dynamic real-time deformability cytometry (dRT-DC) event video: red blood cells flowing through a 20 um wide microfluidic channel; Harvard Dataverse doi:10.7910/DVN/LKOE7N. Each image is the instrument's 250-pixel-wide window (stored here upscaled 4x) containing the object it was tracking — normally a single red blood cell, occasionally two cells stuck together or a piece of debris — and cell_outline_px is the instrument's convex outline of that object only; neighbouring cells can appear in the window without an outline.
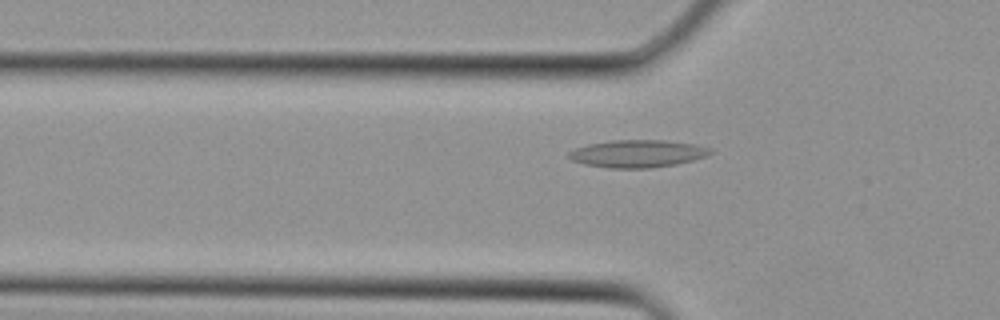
{"species": "Egyptian fruit bat (a non-hibernating species)", "species_latin": "Rousettus aegyptiacus", "temperature_condition": "cold", "stored_images_in_passage": 4, "camera_frame_rate_fps": 3000, "um_per_image_px": 0.085, "animal": {"sex": "female"}, "frame": {"image": 1, "passage_image": 3, "time_ms": 0.667, "image_size_px": [1000, 320], "cell_outline_px": [[716, 152], [708, 156], [676, 164], [652, 168], [608, 168], [584, 164], [572, 160], [568, 156], [568, 152], [576, 148], [588, 144], [612, 140], [664, 140], [696, 144], [712, 148]], "centroid_in_image_um": [54.24, 13.06], "position_along_channel_um": 71.6, "area_um2": 22.89}}